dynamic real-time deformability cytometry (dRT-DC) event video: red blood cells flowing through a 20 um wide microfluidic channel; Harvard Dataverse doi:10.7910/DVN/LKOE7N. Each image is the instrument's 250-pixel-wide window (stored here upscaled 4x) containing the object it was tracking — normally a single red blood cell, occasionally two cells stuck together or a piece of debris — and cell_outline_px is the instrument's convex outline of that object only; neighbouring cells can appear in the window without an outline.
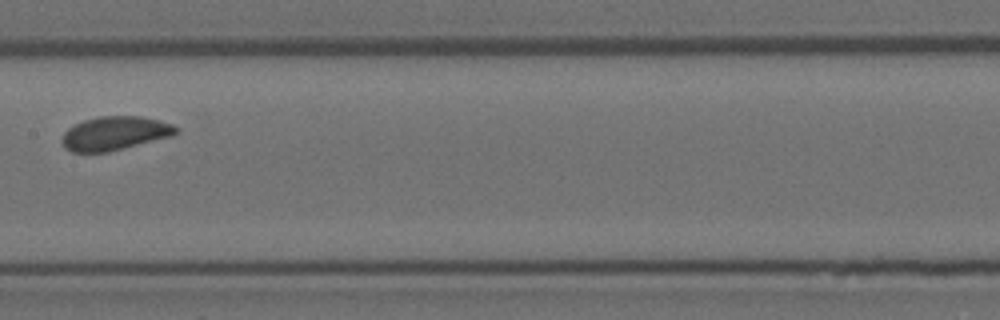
{"species": "Egyptian fruit bat (a non-hibernating species)", "species_latin": "Rousettus aegyptiacus", "temperature_condition": "room temperature", "stored_images_in_passage": 7, "camera_frame_rate_fps": 3000, "um_per_image_px": 0.085, "animal": {"sex": "female"}, "frame": {"image": 1, "passage_image": 7, "time_ms": 2.0, "image_size_px": [1000, 320], "cell_outline_px": [[180, 132], [172, 136], [108, 152], [72, 152], [64, 148], [60, 140], [64, 132], [68, 128], [84, 120], [100, 116], [140, 116], [160, 120], [172, 124], [180, 128]], "centroid_in_image_um": [9.77, 11.33], "position_along_channel_um": 197.6, "area_um2": 22.6}}